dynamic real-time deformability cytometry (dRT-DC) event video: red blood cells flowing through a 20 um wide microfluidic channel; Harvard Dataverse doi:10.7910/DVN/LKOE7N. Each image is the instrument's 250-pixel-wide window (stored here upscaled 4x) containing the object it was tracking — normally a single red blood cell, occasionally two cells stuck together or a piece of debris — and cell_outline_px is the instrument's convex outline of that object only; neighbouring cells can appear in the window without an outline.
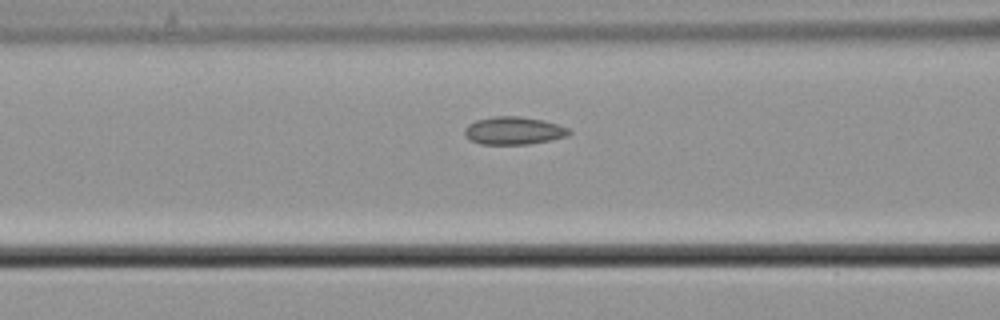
{"species": "common noctule bat (a hibernating species)", "species_latin": "Nyctalus noctula", "temperature_condition": "cold", "stored_images_in_passage": 40, "camera_frame_rate_fps": 3000, "um_per_image_px": 0.085, "animal": {"sex": "male", "body_mass_g": 21.5, "forearm_length_mm": 52.0}, "frame": {"image": 1, "passage_image": 17, "time_ms": 5.333, "image_size_px": [1000, 320], "cell_outline_px": [[572, 132], [568, 136], [552, 140], [528, 144], [480, 144], [468, 140], [464, 136], [464, 128], [468, 124], [476, 120], [492, 116], [520, 116], [544, 120], [568, 128]], "centroid_in_image_um": [43.63, 11.11], "position_along_channel_um": 123.0, "area_um2": 17.17}}
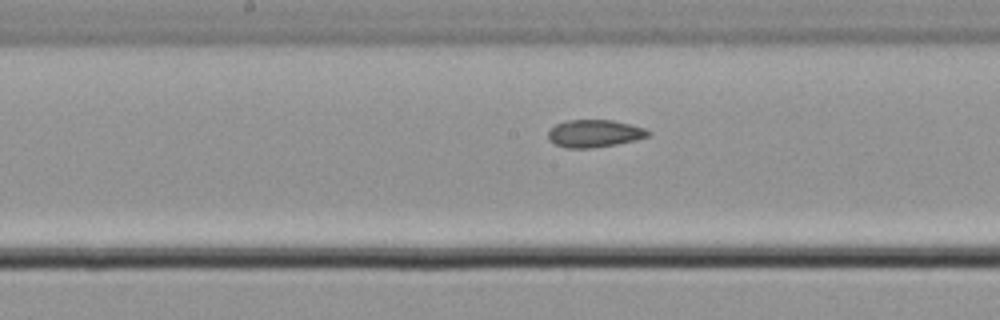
{"frame": {"image": 2, "passage_image": 23, "time_ms": 7.333, "image_size_px": [1000, 320], "cell_outline_px": [[652, 132], [648, 136], [636, 140], [616, 144], [592, 148], [568, 148], [556, 144], [548, 140], [548, 132], [556, 124], [568, 120], [612, 120], [632, 124], [644, 128]], "centroid_in_image_um": [50.55, 11.34], "position_along_channel_um": 197.7, "area_um2": 16.01}}
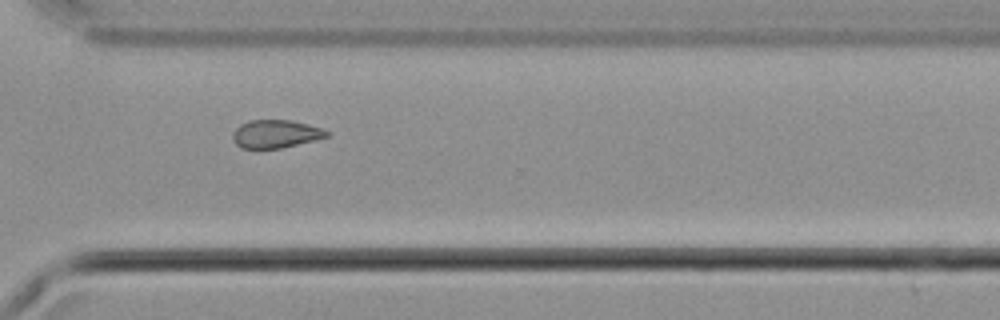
{"frame": {"image": 3, "passage_image": 35, "time_ms": 11.333, "image_size_px": [1000, 320], "cell_outline_px": [[332, 132], [328, 136], [316, 140], [280, 148], [240, 148], [232, 140], [232, 132], [240, 124], [248, 120], [292, 120], [324, 128]], "centroid_in_image_um": [23.45, 11.37], "position_along_channel_um": 347.2, "area_um2": 15.61}}